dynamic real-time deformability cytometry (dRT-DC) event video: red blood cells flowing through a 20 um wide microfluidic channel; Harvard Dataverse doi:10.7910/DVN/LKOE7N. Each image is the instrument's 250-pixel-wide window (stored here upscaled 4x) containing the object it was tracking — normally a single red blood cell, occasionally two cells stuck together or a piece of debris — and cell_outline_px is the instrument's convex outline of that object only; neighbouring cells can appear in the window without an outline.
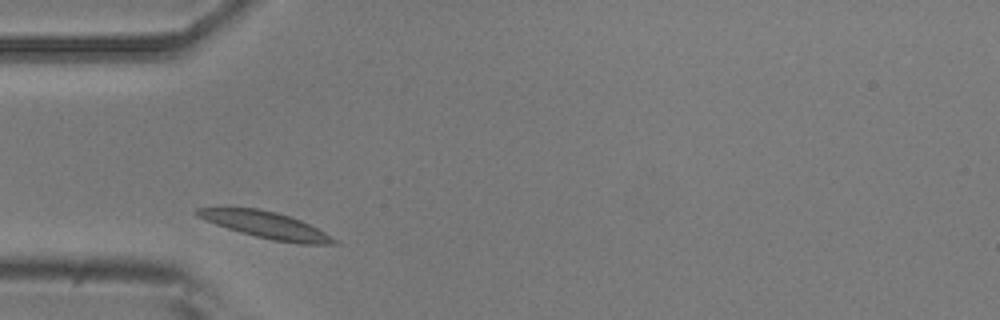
{"species": "common noctule bat (a hibernating species)", "species_latin": "Nyctalus noctula", "temperature_condition": "room temperature", "stored_images_in_passage": 2, "camera_frame_rate_fps": 3000, "um_per_image_px": 0.085, "animal": {"sex": "male", "body_mass_g": 20.5, "forearm_length_mm": 52.5}, "frame": {"image": 1, "passage_image": 1, "time_ms": 0.0, "image_size_px": [1000, 320], "cell_outline_px": [[340, 244], [300, 244], [272, 240], [240, 232], [216, 224], [196, 216], [196, 208], [256, 208], [276, 212], [300, 220], [332, 236]], "centroid_in_image_um": [22.63, 19.14], "position_along_channel_um": 62.4, "area_um2": 20.81}}
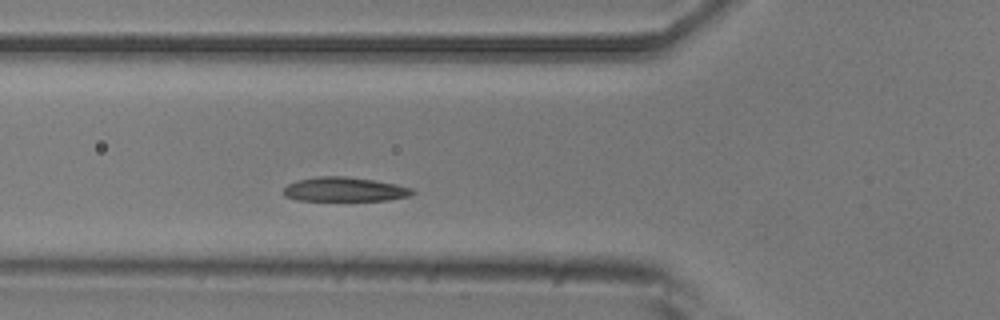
{"frame": {"image": 2, "passage_image": 2, "time_ms": 1.0, "image_size_px": [1000, 320], "cell_outline_px": [[416, 192], [412, 196], [388, 200], [296, 200], [284, 196], [284, 188], [288, 184], [296, 180], [320, 176], [344, 176], [376, 180], [396, 184], [412, 188]], "centroid_in_image_um": [29.32, 16.09], "position_along_channel_um": 96.5, "area_um2": 18.32}}